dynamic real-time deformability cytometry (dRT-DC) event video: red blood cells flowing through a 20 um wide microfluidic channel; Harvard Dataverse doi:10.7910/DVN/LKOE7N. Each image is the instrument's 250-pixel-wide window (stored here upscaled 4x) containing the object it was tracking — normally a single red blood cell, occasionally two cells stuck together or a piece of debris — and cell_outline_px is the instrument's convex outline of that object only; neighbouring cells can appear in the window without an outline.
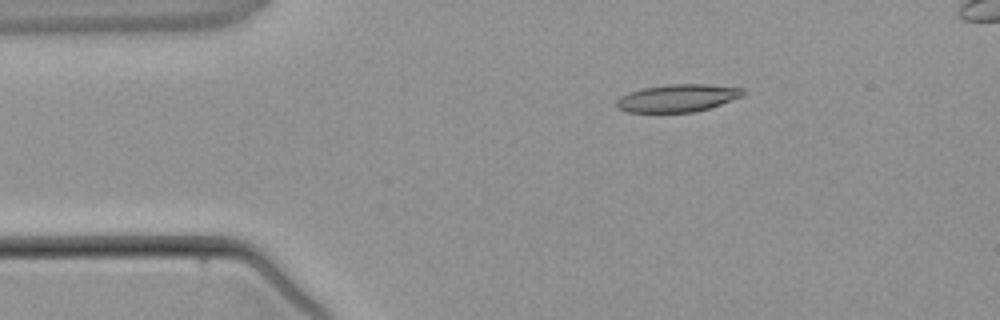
{"species": "common noctule bat (a hibernating species)", "species_latin": "Nyctalus noctula", "temperature_condition": "warm", "stored_images_in_passage": 4, "camera_frame_rate_fps": 3000, "um_per_image_px": 0.085, "animal": {"sex": "male", "body_mass_g": 21.5, "forearm_length_mm": 52.0}, "frame": {"image": 1, "passage_image": 2, "time_ms": 2.0, "image_size_px": [1000, 320], "cell_outline_px": [[744, 96], [708, 108], [692, 112], [628, 112], [616, 108], [616, 100], [620, 96], [628, 92], [644, 88], [668, 84], [704, 84], [744, 88]], "centroid_in_image_um": [57.57, 8.33], "position_along_channel_um": 27.4, "area_um2": 20.29}}